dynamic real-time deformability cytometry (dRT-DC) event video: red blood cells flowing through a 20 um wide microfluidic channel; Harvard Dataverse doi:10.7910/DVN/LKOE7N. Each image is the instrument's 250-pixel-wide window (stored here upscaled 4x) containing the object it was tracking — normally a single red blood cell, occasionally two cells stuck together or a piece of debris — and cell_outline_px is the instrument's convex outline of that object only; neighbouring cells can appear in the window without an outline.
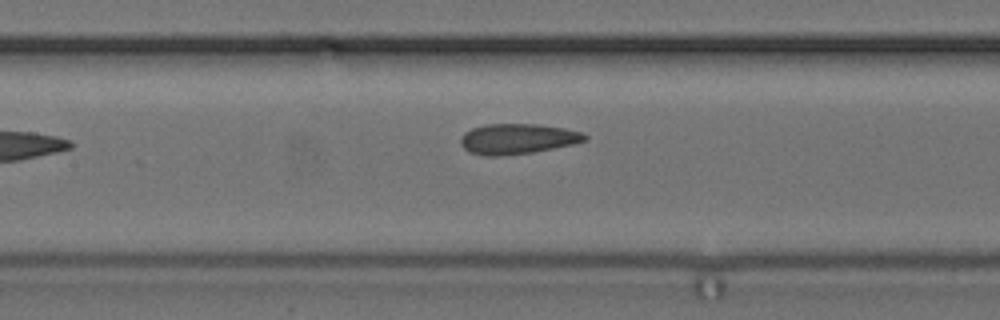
{"species": "common noctule bat (a hibernating species)", "species_latin": "Nyctalus noctula", "temperature_condition": "cold", "stored_images_in_passage": 5, "camera_frame_rate_fps": 3000, "um_per_image_px": 0.085, "animal": {"sex": "female", "body_mass_g": 24.6, "forearm_length_mm": 56.2}, "frame": {"image": 1, "passage_image": 4, "time_ms": 3.667, "image_size_px": [1000, 320], "cell_outline_px": [[588, 140], [572, 144], [532, 152], [500, 156], [484, 156], [468, 152], [460, 144], [460, 136], [464, 132], [472, 128], [484, 124], [536, 124], [564, 128], [580, 132], [588, 136]], "centroid_in_image_um": [43.93, 11.8], "position_along_channel_um": 163.5, "area_um2": 22.02}}
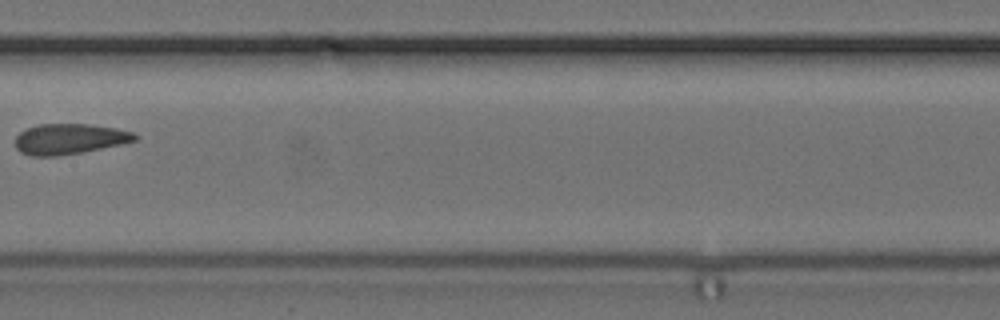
{"frame": {"image": 2, "passage_image": 5, "time_ms": 4.667, "image_size_px": [1000, 320], "cell_outline_px": [[140, 136], [136, 140], [120, 144], [80, 152], [56, 156], [32, 156], [20, 152], [16, 148], [16, 136], [24, 128], [36, 124], [88, 124], [112, 128], [132, 132]], "centroid_in_image_um": [5.84, 11.8], "position_along_channel_um": 201.6, "area_um2": 21.1}}